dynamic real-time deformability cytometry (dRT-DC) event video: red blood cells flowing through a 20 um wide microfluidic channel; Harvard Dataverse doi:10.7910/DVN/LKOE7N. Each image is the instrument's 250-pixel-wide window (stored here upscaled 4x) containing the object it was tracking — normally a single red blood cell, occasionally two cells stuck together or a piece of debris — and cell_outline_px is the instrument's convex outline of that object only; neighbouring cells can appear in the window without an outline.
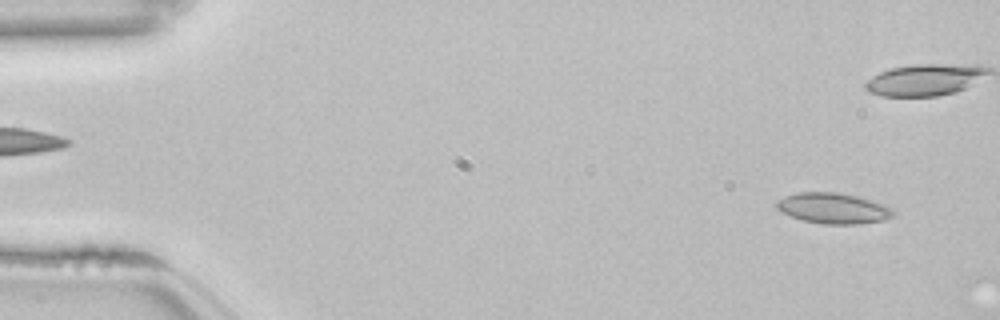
{"species": "common noctule bat (a hibernating species)", "species_latin": "Nyctalus noctula", "temperature_condition": "room temperature", "stored_images_in_passage": 8, "camera_frame_rate_fps": 3000, "um_per_image_px": 0.085, "animal": {"sex": "female", "body_mass_g": 22.7, "forearm_length_mm": 54.2}, "frame": {"image": 1, "passage_image": 3, "time_ms": 0.667, "image_size_px": [1000, 320], "cell_outline_px": [[896, 216], [884, 220], [860, 224], [824, 224], [804, 220], [780, 212], [776, 208], [776, 200], [796, 192], [836, 192], [856, 196], [872, 200], [884, 204], [892, 208], [896, 212]], "centroid_in_image_um": [70.86, 17.7], "position_along_channel_um": 14.1, "area_um2": 21.04}}